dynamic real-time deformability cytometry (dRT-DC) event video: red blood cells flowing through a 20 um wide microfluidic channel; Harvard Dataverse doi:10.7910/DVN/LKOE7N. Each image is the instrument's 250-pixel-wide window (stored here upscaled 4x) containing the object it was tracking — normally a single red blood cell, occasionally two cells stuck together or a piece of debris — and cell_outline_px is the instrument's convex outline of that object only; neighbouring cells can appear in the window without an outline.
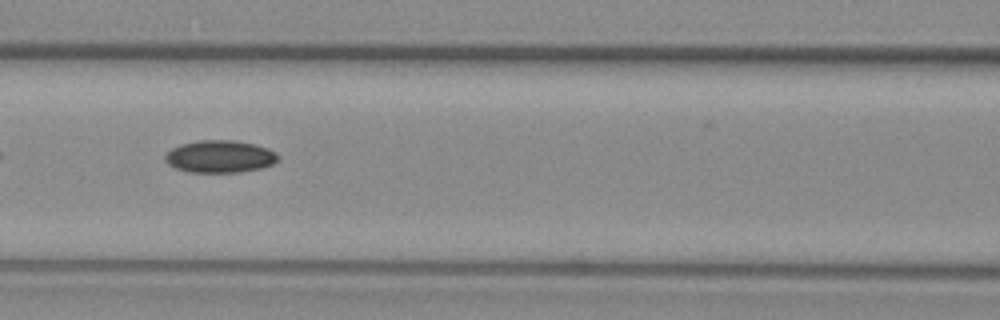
{"species": "common noctule bat (a hibernating species)", "species_latin": "Nyctalus noctula", "temperature_condition": "warm", "stored_images_in_passage": 38, "camera_frame_rate_fps": 3000, "um_per_image_px": 0.085, "animal": {"sex": "female", "body_mass_g": 29.2, "forearm_length_mm": 56.3}, "frame": {"image": 1, "passage_image": 8, "time_ms": 2.333, "image_size_px": [1000, 320], "cell_outline_px": [[276, 160], [272, 164], [260, 168], [240, 172], [188, 172], [176, 168], [168, 164], [164, 160], [164, 156], [172, 148], [180, 144], [200, 140], [232, 140], [252, 144], [268, 148], [276, 152]], "centroid_in_image_um": [18.64, 13.3], "position_along_channel_um": 148.0, "area_um2": 21.1}}
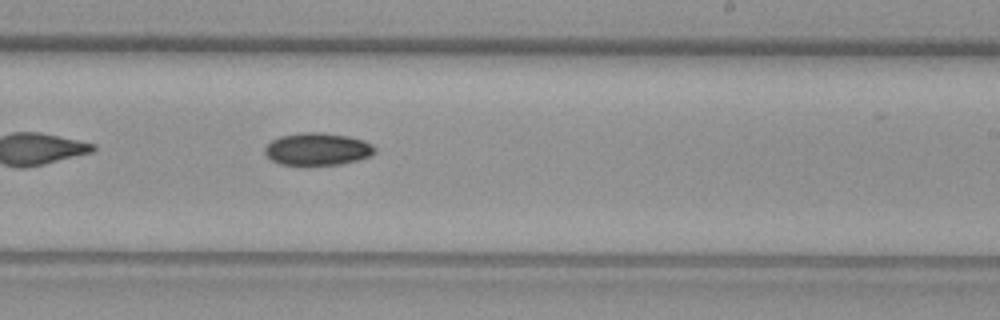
{"frame": {"image": 2, "passage_image": 17, "time_ms": 5.333, "image_size_px": [1000, 320], "cell_outline_px": [[376, 152], [372, 156], [340, 164], [304, 168], [280, 164], [272, 160], [264, 152], [264, 148], [272, 140], [280, 136], [304, 132], [320, 132], [348, 136], [364, 140], [372, 144], [376, 148]], "centroid_in_image_um": [26.98, 12.71], "position_along_channel_um": 262.0, "area_um2": 21.5}}
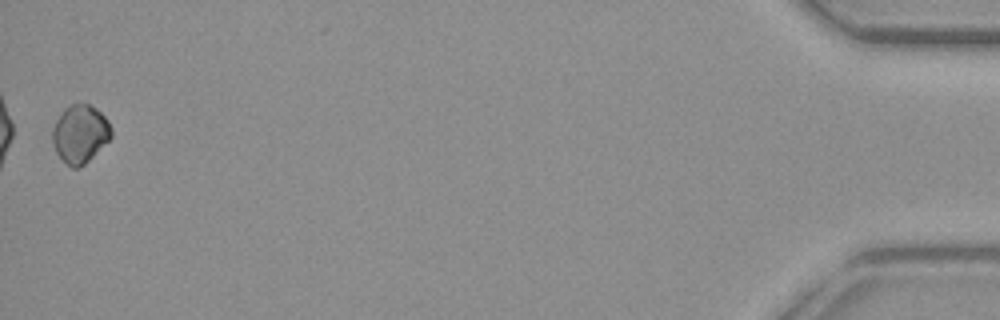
{"frame": {"image": 3, "passage_image": 38, "time_ms": 12.333, "image_size_px": [1000, 320], "cell_outline_px": [[112, 136], [84, 164], [76, 168], [72, 168], [56, 152], [52, 140], [52, 128], [56, 120], [64, 108], [72, 104], [88, 104], [96, 108], [108, 120], [112, 128]], "centroid_in_image_um": [6.8, 11.35], "position_along_channel_um": 428.4, "area_um2": 19.59}}